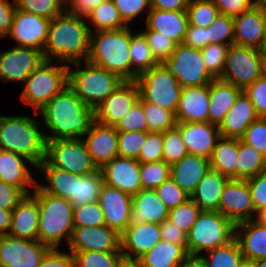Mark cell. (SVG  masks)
<instances>
[{
  "label": "cell",
  "instance_id": "cell-1",
  "mask_svg": "<svg viewBox=\"0 0 266 267\" xmlns=\"http://www.w3.org/2000/svg\"><path fill=\"white\" fill-rule=\"evenodd\" d=\"M37 113L43 117L46 140L81 139L95 121L94 109L87 106L69 87L66 86Z\"/></svg>",
  "mask_w": 266,
  "mask_h": 267
},
{
  "label": "cell",
  "instance_id": "cell-2",
  "mask_svg": "<svg viewBox=\"0 0 266 267\" xmlns=\"http://www.w3.org/2000/svg\"><path fill=\"white\" fill-rule=\"evenodd\" d=\"M83 19L86 18L71 15L64 10L51 20L43 50L45 60L56 59L63 64L88 60L91 28Z\"/></svg>",
  "mask_w": 266,
  "mask_h": 267
},
{
  "label": "cell",
  "instance_id": "cell-3",
  "mask_svg": "<svg viewBox=\"0 0 266 267\" xmlns=\"http://www.w3.org/2000/svg\"><path fill=\"white\" fill-rule=\"evenodd\" d=\"M40 122L24 115H0V149L17 153L37 167L46 155L45 133Z\"/></svg>",
  "mask_w": 266,
  "mask_h": 267
},
{
  "label": "cell",
  "instance_id": "cell-4",
  "mask_svg": "<svg viewBox=\"0 0 266 267\" xmlns=\"http://www.w3.org/2000/svg\"><path fill=\"white\" fill-rule=\"evenodd\" d=\"M131 28L101 30L90 33L88 62L131 81Z\"/></svg>",
  "mask_w": 266,
  "mask_h": 267
},
{
  "label": "cell",
  "instance_id": "cell-5",
  "mask_svg": "<svg viewBox=\"0 0 266 267\" xmlns=\"http://www.w3.org/2000/svg\"><path fill=\"white\" fill-rule=\"evenodd\" d=\"M32 195L39 205L38 240L50 248H58L65 238L69 244L74 229L72 204L43 192L37 185Z\"/></svg>",
  "mask_w": 266,
  "mask_h": 267
},
{
  "label": "cell",
  "instance_id": "cell-6",
  "mask_svg": "<svg viewBox=\"0 0 266 267\" xmlns=\"http://www.w3.org/2000/svg\"><path fill=\"white\" fill-rule=\"evenodd\" d=\"M72 63L76 68L68 66V86L87 105L94 110L107 99L123 82L117 74L107 69L84 61Z\"/></svg>",
  "mask_w": 266,
  "mask_h": 267
},
{
  "label": "cell",
  "instance_id": "cell-7",
  "mask_svg": "<svg viewBox=\"0 0 266 267\" xmlns=\"http://www.w3.org/2000/svg\"><path fill=\"white\" fill-rule=\"evenodd\" d=\"M235 238V224L219 211H201L187 233L188 255L224 246Z\"/></svg>",
  "mask_w": 266,
  "mask_h": 267
},
{
  "label": "cell",
  "instance_id": "cell-8",
  "mask_svg": "<svg viewBox=\"0 0 266 267\" xmlns=\"http://www.w3.org/2000/svg\"><path fill=\"white\" fill-rule=\"evenodd\" d=\"M45 60L26 79L25 87L21 93L23 102L29 104L37 112L47 104L55 95L68 86V66L52 64Z\"/></svg>",
  "mask_w": 266,
  "mask_h": 267
},
{
  "label": "cell",
  "instance_id": "cell-9",
  "mask_svg": "<svg viewBox=\"0 0 266 267\" xmlns=\"http://www.w3.org/2000/svg\"><path fill=\"white\" fill-rule=\"evenodd\" d=\"M265 73V54L262 50L230 44L221 76L224 82L245 90Z\"/></svg>",
  "mask_w": 266,
  "mask_h": 267
},
{
  "label": "cell",
  "instance_id": "cell-10",
  "mask_svg": "<svg viewBox=\"0 0 266 267\" xmlns=\"http://www.w3.org/2000/svg\"><path fill=\"white\" fill-rule=\"evenodd\" d=\"M135 82L139 89V97L143 101L155 103L175 114L182 86L163 63L143 72Z\"/></svg>",
  "mask_w": 266,
  "mask_h": 267
},
{
  "label": "cell",
  "instance_id": "cell-11",
  "mask_svg": "<svg viewBox=\"0 0 266 267\" xmlns=\"http://www.w3.org/2000/svg\"><path fill=\"white\" fill-rule=\"evenodd\" d=\"M45 160L74 175H87L98 170L82 138L46 140Z\"/></svg>",
  "mask_w": 266,
  "mask_h": 267
},
{
  "label": "cell",
  "instance_id": "cell-12",
  "mask_svg": "<svg viewBox=\"0 0 266 267\" xmlns=\"http://www.w3.org/2000/svg\"><path fill=\"white\" fill-rule=\"evenodd\" d=\"M182 87L209 85L216 79L206 68L201 49L178 44L163 63Z\"/></svg>",
  "mask_w": 266,
  "mask_h": 267
},
{
  "label": "cell",
  "instance_id": "cell-13",
  "mask_svg": "<svg viewBox=\"0 0 266 267\" xmlns=\"http://www.w3.org/2000/svg\"><path fill=\"white\" fill-rule=\"evenodd\" d=\"M49 249L39 240L0 236V267H38Z\"/></svg>",
  "mask_w": 266,
  "mask_h": 267
},
{
  "label": "cell",
  "instance_id": "cell-14",
  "mask_svg": "<svg viewBox=\"0 0 266 267\" xmlns=\"http://www.w3.org/2000/svg\"><path fill=\"white\" fill-rule=\"evenodd\" d=\"M233 19L234 44L263 51L266 40V3L259 0L248 11Z\"/></svg>",
  "mask_w": 266,
  "mask_h": 267
},
{
  "label": "cell",
  "instance_id": "cell-15",
  "mask_svg": "<svg viewBox=\"0 0 266 267\" xmlns=\"http://www.w3.org/2000/svg\"><path fill=\"white\" fill-rule=\"evenodd\" d=\"M219 212L234 224L255 219L257 213L246 179L227 181L220 197Z\"/></svg>",
  "mask_w": 266,
  "mask_h": 267
},
{
  "label": "cell",
  "instance_id": "cell-16",
  "mask_svg": "<svg viewBox=\"0 0 266 267\" xmlns=\"http://www.w3.org/2000/svg\"><path fill=\"white\" fill-rule=\"evenodd\" d=\"M45 61L43 52L22 46H13L0 53V81L24 82Z\"/></svg>",
  "mask_w": 266,
  "mask_h": 267
},
{
  "label": "cell",
  "instance_id": "cell-17",
  "mask_svg": "<svg viewBox=\"0 0 266 267\" xmlns=\"http://www.w3.org/2000/svg\"><path fill=\"white\" fill-rule=\"evenodd\" d=\"M51 20L16 9L9 34L17 46L31 47L43 52Z\"/></svg>",
  "mask_w": 266,
  "mask_h": 267
},
{
  "label": "cell",
  "instance_id": "cell-18",
  "mask_svg": "<svg viewBox=\"0 0 266 267\" xmlns=\"http://www.w3.org/2000/svg\"><path fill=\"white\" fill-rule=\"evenodd\" d=\"M139 100V89L135 81H124L95 110V121L115 126Z\"/></svg>",
  "mask_w": 266,
  "mask_h": 267
},
{
  "label": "cell",
  "instance_id": "cell-19",
  "mask_svg": "<svg viewBox=\"0 0 266 267\" xmlns=\"http://www.w3.org/2000/svg\"><path fill=\"white\" fill-rule=\"evenodd\" d=\"M69 251L121 252L120 234L103 226L74 227Z\"/></svg>",
  "mask_w": 266,
  "mask_h": 267
},
{
  "label": "cell",
  "instance_id": "cell-20",
  "mask_svg": "<svg viewBox=\"0 0 266 267\" xmlns=\"http://www.w3.org/2000/svg\"><path fill=\"white\" fill-rule=\"evenodd\" d=\"M103 183L133 196L142 189L140 162L117 156L101 169Z\"/></svg>",
  "mask_w": 266,
  "mask_h": 267
},
{
  "label": "cell",
  "instance_id": "cell-21",
  "mask_svg": "<svg viewBox=\"0 0 266 267\" xmlns=\"http://www.w3.org/2000/svg\"><path fill=\"white\" fill-rule=\"evenodd\" d=\"M98 203L103 211L105 225L121 235L129 225L132 196L103 184Z\"/></svg>",
  "mask_w": 266,
  "mask_h": 267
},
{
  "label": "cell",
  "instance_id": "cell-22",
  "mask_svg": "<svg viewBox=\"0 0 266 267\" xmlns=\"http://www.w3.org/2000/svg\"><path fill=\"white\" fill-rule=\"evenodd\" d=\"M82 139L98 169L118 156V131L115 126L94 121Z\"/></svg>",
  "mask_w": 266,
  "mask_h": 267
},
{
  "label": "cell",
  "instance_id": "cell-23",
  "mask_svg": "<svg viewBox=\"0 0 266 267\" xmlns=\"http://www.w3.org/2000/svg\"><path fill=\"white\" fill-rule=\"evenodd\" d=\"M182 137L188 153L210 159L218 139V126L210 122H177L175 126Z\"/></svg>",
  "mask_w": 266,
  "mask_h": 267
},
{
  "label": "cell",
  "instance_id": "cell-24",
  "mask_svg": "<svg viewBox=\"0 0 266 267\" xmlns=\"http://www.w3.org/2000/svg\"><path fill=\"white\" fill-rule=\"evenodd\" d=\"M120 241L124 258L139 259L161 241L159 224H129L120 235Z\"/></svg>",
  "mask_w": 266,
  "mask_h": 267
},
{
  "label": "cell",
  "instance_id": "cell-25",
  "mask_svg": "<svg viewBox=\"0 0 266 267\" xmlns=\"http://www.w3.org/2000/svg\"><path fill=\"white\" fill-rule=\"evenodd\" d=\"M209 85L182 87L176 122H208Z\"/></svg>",
  "mask_w": 266,
  "mask_h": 267
},
{
  "label": "cell",
  "instance_id": "cell-26",
  "mask_svg": "<svg viewBox=\"0 0 266 267\" xmlns=\"http://www.w3.org/2000/svg\"><path fill=\"white\" fill-rule=\"evenodd\" d=\"M258 118L254 105L242 92L218 126L220 136L241 139L249 125Z\"/></svg>",
  "mask_w": 266,
  "mask_h": 267
},
{
  "label": "cell",
  "instance_id": "cell-27",
  "mask_svg": "<svg viewBox=\"0 0 266 267\" xmlns=\"http://www.w3.org/2000/svg\"><path fill=\"white\" fill-rule=\"evenodd\" d=\"M39 205L32 195H25L12 209L11 228L8 235L27 240H38Z\"/></svg>",
  "mask_w": 266,
  "mask_h": 267
},
{
  "label": "cell",
  "instance_id": "cell-28",
  "mask_svg": "<svg viewBox=\"0 0 266 267\" xmlns=\"http://www.w3.org/2000/svg\"><path fill=\"white\" fill-rule=\"evenodd\" d=\"M169 208L159 199L155 190L141 189L132 196L129 224L157 223L168 219Z\"/></svg>",
  "mask_w": 266,
  "mask_h": 267
},
{
  "label": "cell",
  "instance_id": "cell-29",
  "mask_svg": "<svg viewBox=\"0 0 266 267\" xmlns=\"http://www.w3.org/2000/svg\"><path fill=\"white\" fill-rule=\"evenodd\" d=\"M145 20V30H154L173 40L177 45L184 40L189 24L187 11L150 9Z\"/></svg>",
  "mask_w": 266,
  "mask_h": 267
},
{
  "label": "cell",
  "instance_id": "cell-30",
  "mask_svg": "<svg viewBox=\"0 0 266 267\" xmlns=\"http://www.w3.org/2000/svg\"><path fill=\"white\" fill-rule=\"evenodd\" d=\"M24 161L31 164L28 159L17 153L0 149V180L14 185L26 195H30L34 191L37 181Z\"/></svg>",
  "mask_w": 266,
  "mask_h": 267
},
{
  "label": "cell",
  "instance_id": "cell-31",
  "mask_svg": "<svg viewBox=\"0 0 266 267\" xmlns=\"http://www.w3.org/2000/svg\"><path fill=\"white\" fill-rule=\"evenodd\" d=\"M210 169L209 159L188 153L180 161L171 165L170 178L191 195Z\"/></svg>",
  "mask_w": 266,
  "mask_h": 267
},
{
  "label": "cell",
  "instance_id": "cell-32",
  "mask_svg": "<svg viewBox=\"0 0 266 267\" xmlns=\"http://www.w3.org/2000/svg\"><path fill=\"white\" fill-rule=\"evenodd\" d=\"M235 239L244 258L260 260L266 258V226L255 219L235 224Z\"/></svg>",
  "mask_w": 266,
  "mask_h": 267
},
{
  "label": "cell",
  "instance_id": "cell-33",
  "mask_svg": "<svg viewBox=\"0 0 266 267\" xmlns=\"http://www.w3.org/2000/svg\"><path fill=\"white\" fill-rule=\"evenodd\" d=\"M243 92L233 84L214 79L209 84L208 122L219 126L236 99Z\"/></svg>",
  "mask_w": 266,
  "mask_h": 267
},
{
  "label": "cell",
  "instance_id": "cell-34",
  "mask_svg": "<svg viewBox=\"0 0 266 267\" xmlns=\"http://www.w3.org/2000/svg\"><path fill=\"white\" fill-rule=\"evenodd\" d=\"M228 180V177L210 169L200 180L190 198L201 211H219L220 197Z\"/></svg>",
  "mask_w": 266,
  "mask_h": 267
},
{
  "label": "cell",
  "instance_id": "cell-35",
  "mask_svg": "<svg viewBox=\"0 0 266 267\" xmlns=\"http://www.w3.org/2000/svg\"><path fill=\"white\" fill-rule=\"evenodd\" d=\"M44 174L47 185H36L45 193L62 197L68 201L75 196L76 175L51 166L45 159L36 167Z\"/></svg>",
  "mask_w": 266,
  "mask_h": 267
},
{
  "label": "cell",
  "instance_id": "cell-36",
  "mask_svg": "<svg viewBox=\"0 0 266 267\" xmlns=\"http://www.w3.org/2000/svg\"><path fill=\"white\" fill-rule=\"evenodd\" d=\"M187 256L183 245L161 240L138 260L143 267H179Z\"/></svg>",
  "mask_w": 266,
  "mask_h": 267
},
{
  "label": "cell",
  "instance_id": "cell-37",
  "mask_svg": "<svg viewBox=\"0 0 266 267\" xmlns=\"http://www.w3.org/2000/svg\"><path fill=\"white\" fill-rule=\"evenodd\" d=\"M238 139L220 137L213 149L210 160L211 170L229 179H236Z\"/></svg>",
  "mask_w": 266,
  "mask_h": 267
},
{
  "label": "cell",
  "instance_id": "cell-38",
  "mask_svg": "<svg viewBox=\"0 0 266 267\" xmlns=\"http://www.w3.org/2000/svg\"><path fill=\"white\" fill-rule=\"evenodd\" d=\"M236 179H247L266 169V156L238 139Z\"/></svg>",
  "mask_w": 266,
  "mask_h": 267
},
{
  "label": "cell",
  "instance_id": "cell-39",
  "mask_svg": "<svg viewBox=\"0 0 266 267\" xmlns=\"http://www.w3.org/2000/svg\"><path fill=\"white\" fill-rule=\"evenodd\" d=\"M130 54L131 81H135L143 72L159 64L155 60L145 36L140 31L136 34L131 33Z\"/></svg>",
  "mask_w": 266,
  "mask_h": 267
},
{
  "label": "cell",
  "instance_id": "cell-40",
  "mask_svg": "<svg viewBox=\"0 0 266 267\" xmlns=\"http://www.w3.org/2000/svg\"><path fill=\"white\" fill-rule=\"evenodd\" d=\"M103 184L100 169L87 175H76L75 196L69 202L77 208L98 201Z\"/></svg>",
  "mask_w": 266,
  "mask_h": 267
},
{
  "label": "cell",
  "instance_id": "cell-41",
  "mask_svg": "<svg viewBox=\"0 0 266 267\" xmlns=\"http://www.w3.org/2000/svg\"><path fill=\"white\" fill-rule=\"evenodd\" d=\"M85 20H89L95 31L101 30H120L127 25L121 18L115 3L112 0H106L95 8L87 16Z\"/></svg>",
  "mask_w": 266,
  "mask_h": 267
},
{
  "label": "cell",
  "instance_id": "cell-42",
  "mask_svg": "<svg viewBox=\"0 0 266 267\" xmlns=\"http://www.w3.org/2000/svg\"><path fill=\"white\" fill-rule=\"evenodd\" d=\"M201 257L207 267H239L244 258L235 238L224 246L206 251Z\"/></svg>",
  "mask_w": 266,
  "mask_h": 267
},
{
  "label": "cell",
  "instance_id": "cell-43",
  "mask_svg": "<svg viewBox=\"0 0 266 267\" xmlns=\"http://www.w3.org/2000/svg\"><path fill=\"white\" fill-rule=\"evenodd\" d=\"M138 101L143 105L148 132H165L176 126L175 114L172 111L155 103L145 102L140 97Z\"/></svg>",
  "mask_w": 266,
  "mask_h": 267
},
{
  "label": "cell",
  "instance_id": "cell-44",
  "mask_svg": "<svg viewBox=\"0 0 266 267\" xmlns=\"http://www.w3.org/2000/svg\"><path fill=\"white\" fill-rule=\"evenodd\" d=\"M74 267H118L123 258L122 252L70 251Z\"/></svg>",
  "mask_w": 266,
  "mask_h": 267
},
{
  "label": "cell",
  "instance_id": "cell-45",
  "mask_svg": "<svg viewBox=\"0 0 266 267\" xmlns=\"http://www.w3.org/2000/svg\"><path fill=\"white\" fill-rule=\"evenodd\" d=\"M188 25L209 27L220 14L213 0H189L187 7Z\"/></svg>",
  "mask_w": 266,
  "mask_h": 267
},
{
  "label": "cell",
  "instance_id": "cell-46",
  "mask_svg": "<svg viewBox=\"0 0 266 267\" xmlns=\"http://www.w3.org/2000/svg\"><path fill=\"white\" fill-rule=\"evenodd\" d=\"M171 165L164 160L150 163H140V178L142 189L155 190L163 182L170 179Z\"/></svg>",
  "mask_w": 266,
  "mask_h": 267
},
{
  "label": "cell",
  "instance_id": "cell-47",
  "mask_svg": "<svg viewBox=\"0 0 266 267\" xmlns=\"http://www.w3.org/2000/svg\"><path fill=\"white\" fill-rule=\"evenodd\" d=\"M16 8L45 17L49 20L60 15L65 10L62 0H14Z\"/></svg>",
  "mask_w": 266,
  "mask_h": 267
},
{
  "label": "cell",
  "instance_id": "cell-48",
  "mask_svg": "<svg viewBox=\"0 0 266 267\" xmlns=\"http://www.w3.org/2000/svg\"><path fill=\"white\" fill-rule=\"evenodd\" d=\"M228 40V41H227ZM234 43V19L225 14H219L214 22L207 27V45Z\"/></svg>",
  "mask_w": 266,
  "mask_h": 267
},
{
  "label": "cell",
  "instance_id": "cell-49",
  "mask_svg": "<svg viewBox=\"0 0 266 267\" xmlns=\"http://www.w3.org/2000/svg\"><path fill=\"white\" fill-rule=\"evenodd\" d=\"M200 207L191 199L169 209L168 220L188 233L200 214Z\"/></svg>",
  "mask_w": 266,
  "mask_h": 267
},
{
  "label": "cell",
  "instance_id": "cell-50",
  "mask_svg": "<svg viewBox=\"0 0 266 267\" xmlns=\"http://www.w3.org/2000/svg\"><path fill=\"white\" fill-rule=\"evenodd\" d=\"M187 154L188 150L176 127L163 132V160L167 164L172 165Z\"/></svg>",
  "mask_w": 266,
  "mask_h": 267
},
{
  "label": "cell",
  "instance_id": "cell-51",
  "mask_svg": "<svg viewBox=\"0 0 266 267\" xmlns=\"http://www.w3.org/2000/svg\"><path fill=\"white\" fill-rule=\"evenodd\" d=\"M148 131L118 132V156L138 159Z\"/></svg>",
  "mask_w": 266,
  "mask_h": 267
},
{
  "label": "cell",
  "instance_id": "cell-52",
  "mask_svg": "<svg viewBox=\"0 0 266 267\" xmlns=\"http://www.w3.org/2000/svg\"><path fill=\"white\" fill-rule=\"evenodd\" d=\"M141 33L145 36L148 46L155 60L161 64L164 63L173 53L177 44L170 38L160 35L154 30H144Z\"/></svg>",
  "mask_w": 266,
  "mask_h": 267
},
{
  "label": "cell",
  "instance_id": "cell-53",
  "mask_svg": "<svg viewBox=\"0 0 266 267\" xmlns=\"http://www.w3.org/2000/svg\"><path fill=\"white\" fill-rule=\"evenodd\" d=\"M103 225L104 215L98 201L73 208V227Z\"/></svg>",
  "mask_w": 266,
  "mask_h": 267
},
{
  "label": "cell",
  "instance_id": "cell-54",
  "mask_svg": "<svg viewBox=\"0 0 266 267\" xmlns=\"http://www.w3.org/2000/svg\"><path fill=\"white\" fill-rule=\"evenodd\" d=\"M229 45L208 44L201 49L207 70L217 79L221 76Z\"/></svg>",
  "mask_w": 266,
  "mask_h": 267
},
{
  "label": "cell",
  "instance_id": "cell-55",
  "mask_svg": "<svg viewBox=\"0 0 266 267\" xmlns=\"http://www.w3.org/2000/svg\"><path fill=\"white\" fill-rule=\"evenodd\" d=\"M140 163L163 160V132H148L141 153L137 159Z\"/></svg>",
  "mask_w": 266,
  "mask_h": 267
},
{
  "label": "cell",
  "instance_id": "cell-56",
  "mask_svg": "<svg viewBox=\"0 0 266 267\" xmlns=\"http://www.w3.org/2000/svg\"><path fill=\"white\" fill-rule=\"evenodd\" d=\"M115 128L118 132L148 131L143 105L139 101L136 102L129 113L115 125Z\"/></svg>",
  "mask_w": 266,
  "mask_h": 267
},
{
  "label": "cell",
  "instance_id": "cell-57",
  "mask_svg": "<svg viewBox=\"0 0 266 267\" xmlns=\"http://www.w3.org/2000/svg\"><path fill=\"white\" fill-rule=\"evenodd\" d=\"M159 199L169 208L176 207L190 198L171 178L155 189Z\"/></svg>",
  "mask_w": 266,
  "mask_h": 267
},
{
  "label": "cell",
  "instance_id": "cell-58",
  "mask_svg": "<svg viewBox=\"0 0 266 267\" xmlns=\"http://www.w3.org/2000/svg\"><path fill=\"white\" fill-rule=\"evenodd\" d=\"M241 140L266 156V117H259L253 121Z\"/></svg>",
  "mask_w": 266,
  "mask_h": 267
},
{
  "label": "cell",
  "instance_id": "cell-59",
  "mask_svg": "<svg viewBox=\"0 0 266 267\" xmlns=\"http://www.w3.org/2000/svg\"><path fill=\"white\" fill-rule=\"evenodd\" d=\"M243 92L249 97L259 117H266V74L264 73Z\"/></svg>",
  "mask_w": 266,
  "mask_h": 267
},
{
  "label": "cell",
  "instance_id": "cell-60",
  "mask_svg": "<svg viewBox=\"0 0 266 267\" xmlns=\"http://www.w3.org/2000/svg\"><path fill=\"white\" fill-rule=\"evenodd\" d=\"M255 212L266 207V169L259 174L246 179Z\"/></svg>",
  "mask_w": 266,
  "mask_h": 267
},
{
  "label": "cell",
  "instance_id": "cell-61",
  "mask_svg": "<svg viewBox=\"0 0 266 267\" xmlns=\"http://www.w3.org/2000/svg\"><path fill=\"white\" fill-rule=\"evenodd\" d=\"M123 21L128 25L146 8L151 9V0H112Z\"/></svg>",
  "mask_w": 266,
  "mask_h": 267
},
{
  "label": "cell",
  "instance_id": "cell-62",
  "mask_svg": "<svg viewBox=\"0 0 266 267\" xmlns=\"http://www.w3.org/2000/svg\"><path fill=\"white\" fill-rule=\"evenodd\" d=\"M259 0H213L220 14L235 17L248 11Z\"/></svg>",
  "mask_w": 266,
  "mask_h": 267
},
{
  "label": "cell",
  "instance_id": "cell-63",
  "mask_svg": "<svg viewBox=\"0 0 266 267\" xmlns=\"http://www.w3.org/2000/svg\"><path fill=\"white\" fill-rule=\"evenodd\" d=\"M25 195L18 187L0 180V208L12 210Z\"/></svg>",
  "mask_w": 266,
  "mask_h": 267
},
{
  "label": "cell",
  "instance_id": "cell-64",
  "mask_svg": "<svg viewBox=\"0 0 266 267\" xmlns=\"http://www.w3.org/2000/svg\"><path fill=\"white\" fill-rule=\"evenodd\" d=\"M59 248H50L44 255L38 267H74L73 254L60 252Z\"/></svg>",
  "mask_w": 266,
  "mask_h": 267
},
{
  "label": "cell",
  "instance_id": "cell-65",
  "mask_svg": "<svg viewBox=\"0 0 266 267\" xmlns=\"http://www.w3.org/2000/svg\"><path fill=\"white\" fill-rule=\"evenodd\" d=\"M161 240L169 241L177 245H183L187 249V233L171 221L164 220L159 224Z\"/></svg>",
  "mask_w": 266,
  "mask_h": 267
},
{
  "label": "cell",
  "instance_id": "cell-66",
  "mask_svg": "<svg viewBox=\"0 0 266 267\" xmlns=\"http://www.w3.org/2000/svg\"><path fill=\"white\" fill-rule=\"evenodd\" d=\"M104 1L106 0H67L65 2V11L74 16L87 18L91 11Z\"/></svg>",
  "mask_w": 266,
  "mask_h": 267
},
{
  "label": "cell",
  "instance_id": "cell-67",
  "mask_svg": "<svg viewBox=\"0 0 266 267\" xmlns=\"http://www.w3.org/2000/svg\"><path fill=\"white\" fill-rule=\"evenodd\" d=\"M15 1L0 0V38H5L10 32L16 12Z\"/></svg>",
  "mask_w": 266,
  "mask_h": 267
},
{
  "label": "cell",
  "instance_id": "cell-68",
  "mask_svg": "<svg viewBox=\"0 0 266 267\" xmlns=\"http://www.w3.org/2000/svg\"><path fill=\"white\" fill-rule=\"evenodd\" d=\"M182 44L196 49L205 48L207 46V28L188 25Z\"/></svg>",
  "mask_w": 266,
  "mask_h": 267
},
{
  "label": "cell",
  "instance_id": "cell-69",
  "mask_svg": "<svg viewBox=\"0 0 266 267\" xmlns=\"http://www.w3.org/2000/svg\"><path fill=\"white\" fill-rule=\"evenodd\" d=\"M189 0H151V8L163 11H186Z\"/></svg>",
  "mask_w": 266,
  "mask_h": 267
},
{
  "label": "cell",
  "instance_id": "cell-70",
  "mask_svg": "<svg viewBox=\"0 0 266 267\" xmlns=\"http://www.w3.org/2000/svg\"><path fill=\"white\" fill-rule=\"evenodd\" d=\"M12 210L0 208V236L7 235L11 228Z\"/></svg>",
  "mask_w": 266,
  "mask_h": 267
},
{
  "label": "cell",
  "instance_id": "cell-71",
  "mask_svg": "<svg viewBox=\"0 0 266 267\" xmlns=\"http://www.w3.org/2000/svg\"><path fill=\"white\" fill-rule=\"evenodd\" d=\"M179 267H207L200 255H188Z\"/></svg>",
  "mask_w": 266,
  "mask_h": 267
},
{
  "label": "cell",
  "instance_id": "cell-72",
  "mask_svg": "<svg viewBox=\"0 0 266 267\" xmlns=\"http://www.w3.org/2000/svg\"><path fill=\"white\" fill-rule=\"evenodd\" d=\"M118 267H143L138 259L122 258Z\"/></svg>",
  "mask_w": 266,
  "mask_h": 267
},
{
  "label": "cell",
  "instance_id": "cell-73",
  "mask_svg": "<svg viewBox=\"0 0 266 267\" xmlns=\"http://www.w3.org/2000/svg\"><path fill=\"white\" fill-rule=\"evenodd\" d=\"M255 220L266 226V207L257 212Z\"/></svg>",
  "mask_w": 266,
  "mask_h": 267
},
{
  "label": "cell",
  "instance_id": "cell-74",
  "mask_svg": "<svg viewBox=\"0 0 266 267\" xmlns=\"http://www.w3.org/2000/svg\"><path fill=\"white\" fill-rule=\"evenodd\" d=\"M239 267H256V262L252 259L243 258Z\"/></svg>",
  "mask_w": 266,
  "mask_h": 267
},
{
  "label": "cell",
  "instance_id": "cell-75",
  "mask_svg": "<svg viewBox=\"0 0 266 267\" xmlns=\"http://www.w3.org/2000/svg\"><path fill=\"white\" fill-rule=\"evenodd\" d=\"M255 262H256V267H266V258L255 260Z\"/></svg>",
  "mask_w": 266,
  "mask_h": 267
},
{
  "label": "cell",
  "instance_id": "cell-76",
  "mask_svg": "<svg viewBox=\"0 0 266 267\" xmlns=\"http://www.w3.org/2000/svg\"><path fill=\"white\" fill-rule=\"evenodd\" d=\"M265 57H266V40H265V44H264V50H263Z\"/></svg>",
  "mask_w": 266,
  "mask_h": 267
},
{
  "label": "cell",
  "instance_id": "cell-77",
  "mask_svg": "<svg viewBox=\"0 0 266 267\" xmlns=\"http://www.w3.org/2000/svg\"><path fill=\"white\" fill-rule=\"evenodd\" d=\"M265 74H266V57H265Z\"/></svg>",
  "mask_w": 266,
  "mask_h": 267
}]
</instances>
